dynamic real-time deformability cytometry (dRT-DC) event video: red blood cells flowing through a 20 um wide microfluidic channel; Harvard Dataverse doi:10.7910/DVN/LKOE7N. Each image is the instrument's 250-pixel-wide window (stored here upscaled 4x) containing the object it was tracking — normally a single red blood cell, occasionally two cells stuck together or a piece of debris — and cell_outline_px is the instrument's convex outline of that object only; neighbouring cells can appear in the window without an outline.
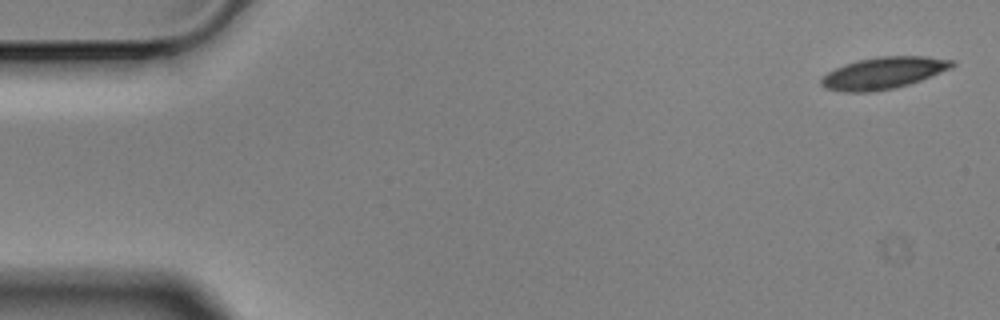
{"species": "Egyptian fruit bat (a non-hibernating species)", "species_latin": "Rousettus aegyptiacus", "temperature_condition": "cold", "stored_images_in_passage": 6, "segment_of_instrument_passage": [1, 2], "camera_frame_rate_fps": 3000, "um_per_image_px": 0.085, "animal": {"sex": "male"}, "frame": {"image": 1, "passage_image": 1, "time_ms": 0.0, "image_size_px": [1000, 320], "cell_outline_px": [[956, 64], [952, 68], [920, 80], [896, 88], [872, 92], [844, 92], [824, 88], [820, 84], [820, 80], [828, 72], [836, 68], [860, 60], [880, 56], [924, 56], [956, 60]], "centroid_in_image_um": [75.12, 6.21], "position_along_channel_um": 9.9, "area_um2": 24.16}}
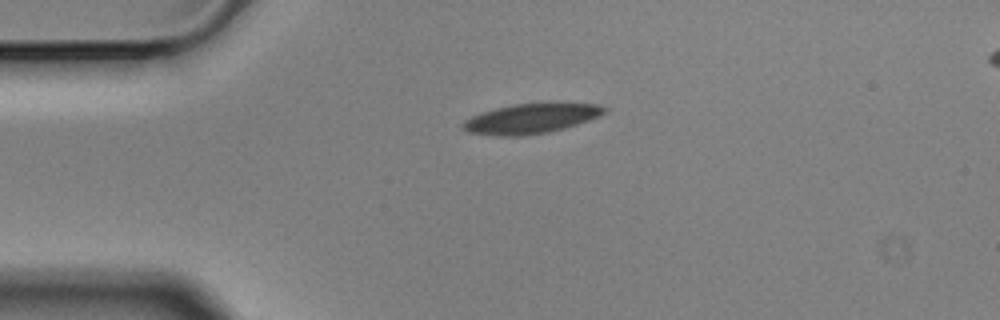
{"frame": {"image": 2, "passage_image": 4, "time_ms": 1.0, "image_size_px": [1000, 320], "cell_outline_px": [[608, 112], [588, 120], [564, 128], [548, 132], [524, 136], [496, 136], [468, 132], [460, 128], [460, 124], [464, 120], [472, 116], [496, 108], [512, 104], [600, 104], [608, 108]], "centroid_in_image_um": [45.09, 10.1], "position_along_channel_um": 39.9, "area_um2": 24.39}}